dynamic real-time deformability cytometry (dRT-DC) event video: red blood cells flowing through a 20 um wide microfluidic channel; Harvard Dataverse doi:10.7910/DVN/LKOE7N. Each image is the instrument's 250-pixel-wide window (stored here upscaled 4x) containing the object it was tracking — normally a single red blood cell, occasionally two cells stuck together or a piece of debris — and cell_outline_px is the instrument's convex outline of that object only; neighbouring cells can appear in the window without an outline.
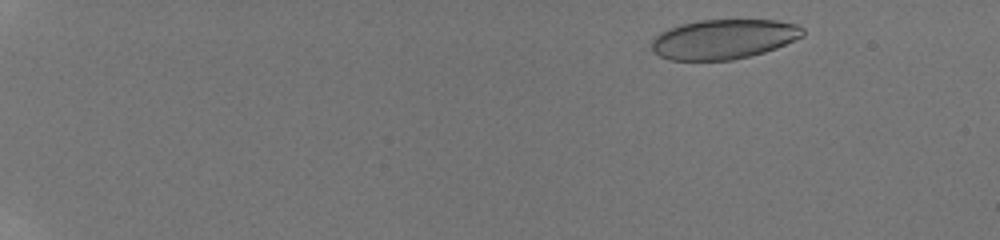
{"species": "human", "species_latin": "Homo sapiens", "temperature_condition": "room temperature", "stored_images_in_passage": 33, "camera_frame_rate_fps": 3000, "um_per_image_px": 0.085, "donor": {"sex": "male"}, "frame": {"image": 1, "passage_image": 3, "time_ms": 1.0, "image_size_px": [1000, 240], "cell_outline_px": [[804, 36], [776, 48], [764, 52], [732, 60], [668, 60], [660, 56], [652, 48], [652, 40], [660, 32], [668, 28], [680, 24], [700, 20], [776, 20], [796, 24], [804, 28]], "centroid_in_image_um": [61.52, 3.32], "position_along_channel_um": 23.5, "area_um2": 34.97}}
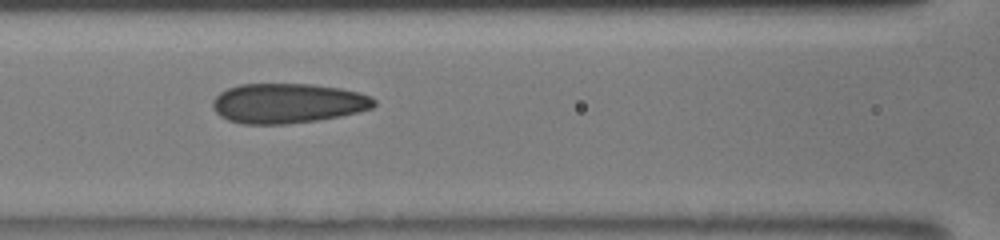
{"frame": {"image": 2, "passage_image": 18, "time_ms": 7.667, "image_size_px": [1000, 240], "cell_outline_px": [[376, 104], [372, 108], [340, 116], [316, 120], [288, 124], [244, 124], [228, 120], [220, 116], [212, 108], [212, 100], [220, 92], [228, 88], [240, 84], [312, 84], [340, 88], [360, 92], [372, 96], [376, 100]], "centroid_in_image_um": [24.45, 8.77], "position_along_channel_um": 142.1, "area_um2": 37.63}}
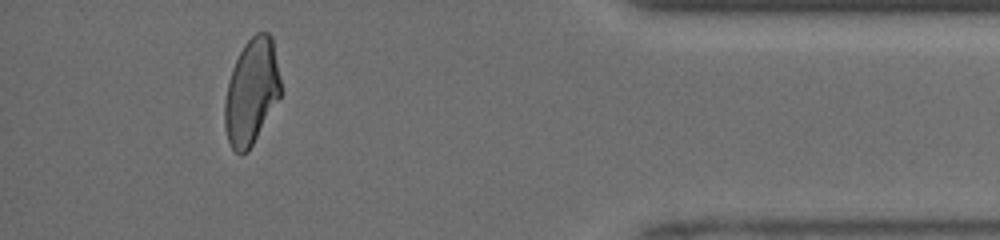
{"frame": {"image": 3, "passage_image": 32, "time_ms": 15.0, "image_size_px": [1000, 240], "cell_outline_px": [[280, 96], [248, 152], [240, 156], [232, 148], [228, 140], [224, 124], [224, 100], [228, 80], [232, 68], [244, 44], [256, 32], [268, 32], [272, 36], [280, 80]], "centroid_in_image_um": [21.35, 7.8], "position_along_channel_um": 413.8, "area_um2": 34.33}, "authors_computed_cell_mechanics": {"area_um2": 36.414, "velocity_mm_per_s": 4.1506, "shape_relaxation_time_tau1_ms": null, "shape_relaxation_time_tau2_ms": 1.0849, "deformation_change_tau1": null, "deformation_change_tau2": 0.0732}}